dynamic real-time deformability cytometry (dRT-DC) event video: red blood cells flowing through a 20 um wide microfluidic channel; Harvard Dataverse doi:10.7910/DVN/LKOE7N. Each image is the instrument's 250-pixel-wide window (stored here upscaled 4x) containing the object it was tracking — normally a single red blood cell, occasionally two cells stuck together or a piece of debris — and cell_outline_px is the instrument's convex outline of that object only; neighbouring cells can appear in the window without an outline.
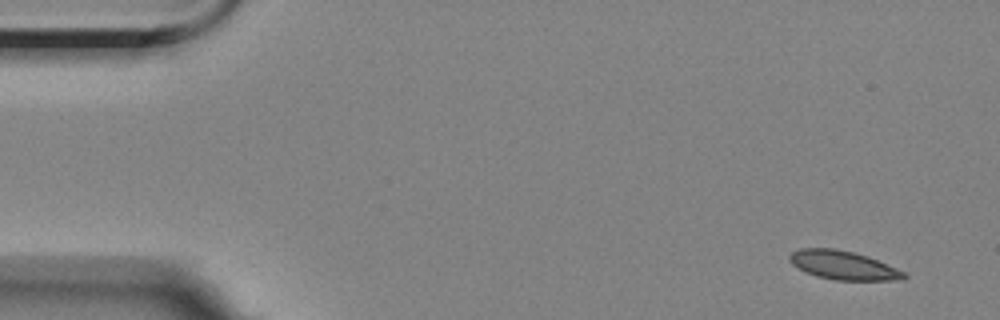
{"species": "Egyptian fruit bat (a non-hibernating species)", "species_latin": "Rousettus aegyptiacus", "temperature_condition": "room temperature", "stored_images_in_passage": 4, "camera_frame_rate_fps": 3000, "um_per_image_px": 0.085, "animal": {"sex": "female"}, "frame": {"image": 1, "passage_image": 1, "time_ms": 0.0, "image_size_px": [1000, 320], "cell_outline_px": [[908, 276], [904, 280], [832, 280], [816, 276], [804, 272], [792, 264], [788, 260], [788, 256], [792, 252], [800, 248], [836, 248], [868, 256], [896, 268], [904, 272]], "centroid_in_image_um": [71.65, 22.55], "position_along_channel_um": 13.4, "area_um2": 19.31}}
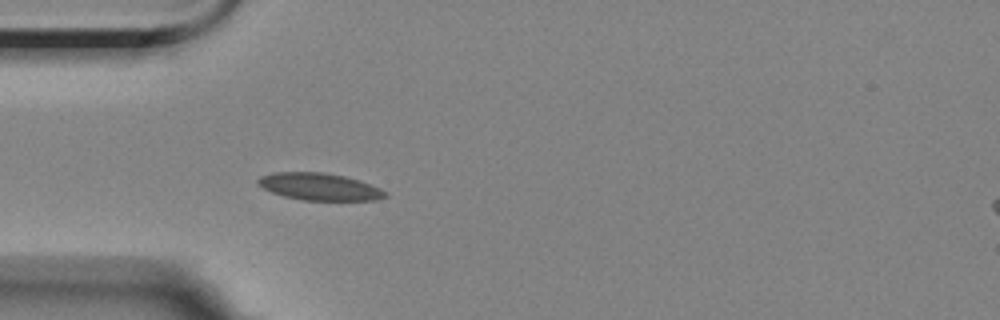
{"frame": {"image": 2, "passage_image": 4, "time_ms": 4.333, "image_size_px": [1000, 320], "cell_outline_px": [[388, 196], [376, 200], [304, 200], [284, 196], [272, 192], [256, 184], [256, 180], [260, 176], [276, 172], [324, 172], [344, 176], [360, 180], [380, 188], [388, 192]], "centroid_in_image_um": [27.17, 15.86], "position_along_channel_um": 57.8, "area_um2": 20.17}}